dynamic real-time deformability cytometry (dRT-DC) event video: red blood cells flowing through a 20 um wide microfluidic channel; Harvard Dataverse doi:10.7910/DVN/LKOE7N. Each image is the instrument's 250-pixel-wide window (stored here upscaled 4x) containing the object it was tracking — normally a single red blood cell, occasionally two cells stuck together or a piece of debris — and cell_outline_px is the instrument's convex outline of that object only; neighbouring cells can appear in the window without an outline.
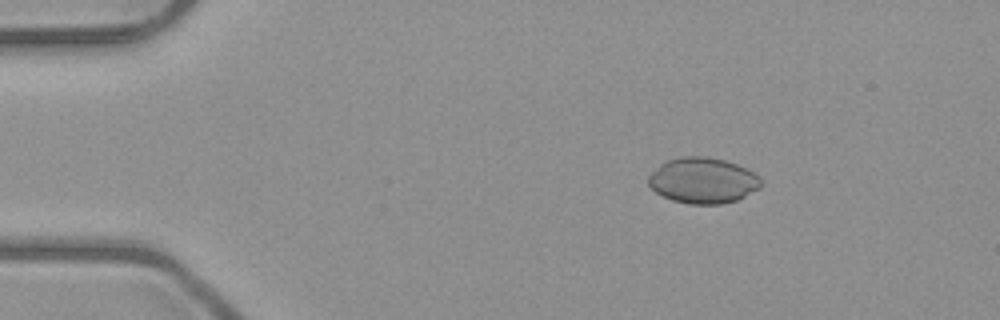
{"species": "common noctule bat (a hibernating species)", "species_latin": "Nyctalus noctula", "temperature_condition": "room temperature", "stored_images_in_passage": 4, "segment_of_instrument_passage": [1, 2], "camera_frame_rate_fps": 3000, "um_per_image_px": 0.085, "animal": {"sex": "male", "body_mass_g": 23.1, "forearm_length_mm": 52.7}, "frame": {"image": 1, "passage_image": 1, "time_ms": 0.0, "image_size_px": [1000, 320], "cell_outline_px": [[760, 188], [736, 200], [720, 204], [688, 204], [672, 200], [656, 192], [648, 184], [648, 176], [664, 160], [680, 156], [708, 156], [724, 160], [748, 168], [756, 172], [760, 176]], "centroid_in_image_um": [59.74, 15.32], "position_along_channel_um": 25.3, "area_um2": 30.23}}